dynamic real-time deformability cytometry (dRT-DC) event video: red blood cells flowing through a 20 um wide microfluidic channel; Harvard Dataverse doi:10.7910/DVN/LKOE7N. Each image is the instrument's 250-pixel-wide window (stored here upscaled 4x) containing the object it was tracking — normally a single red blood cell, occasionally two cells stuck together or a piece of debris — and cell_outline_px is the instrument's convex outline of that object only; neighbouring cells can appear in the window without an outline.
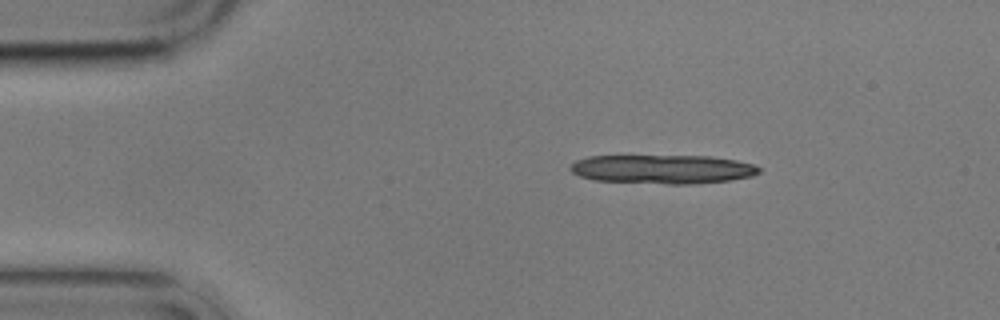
{"species": "common noctule bat (a hibernating species)", "species_latin": "Nyctalus noctula", "temperature_condition": "cold", "stored_images_in_passage": 4, "camera_frame_rate_fps": 3000, "um_per_image_px": 0.085, "animal": {"sex": "male", "body_mass_g": 17.9}, "frame": {"image": 1, "passage_image": 2, "time_ms": 1.0, "image_size_px": [1000, 320], "cell_outline_px": [[760, 172], [752, 176], [728, 180], [696, 184], [668, 184], [592, 180], [580, 176], [572, 172], [568, 168], [576, 160], [588, 156], [708, 156], [736, 160], [756, 164], [760, 168]], "centroid_in_image_um": [56.32, 14.38], "position_along_channel_um": 28.7, "area_um2": 31.96}}